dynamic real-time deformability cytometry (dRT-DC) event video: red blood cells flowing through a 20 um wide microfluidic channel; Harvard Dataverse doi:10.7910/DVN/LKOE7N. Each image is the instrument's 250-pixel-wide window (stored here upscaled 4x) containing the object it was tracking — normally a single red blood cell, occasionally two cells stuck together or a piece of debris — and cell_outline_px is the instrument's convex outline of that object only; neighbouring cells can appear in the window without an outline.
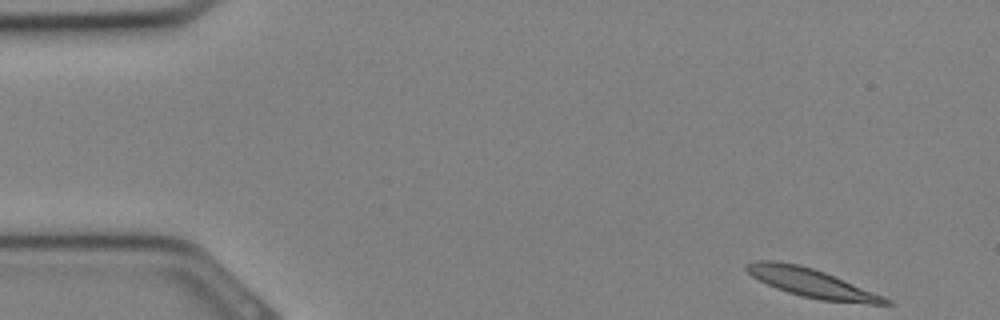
{"species": "Egyptian fruit bat (a non-hibernating species)", "species_latin": "Rousettus aegyptiacus", "temperature_condition": "cold", "stored_images_in_passage": 31, "camera_frame_rate_fps": 3000, "um_per_image_px": 0.085, "animal": {"sex": "female"}, "frame": {"image": 1, "passage_image": 1, "time_ms": 0.0, "image_size_px": [1000, 320], "cell_outline_px": [[896, 304], [868, 304], [820, 300], [788, 292], [776, 288], [752, 276], [744, 268], [744, 264], [756, 260], [776, 260], [800, 264], [824, 272], [884, 296], [892, 300]], "centroid_in_image_um": [68.99, 24.04], "position_along_channel_um": 16.0, "area_um2": 23.18}}
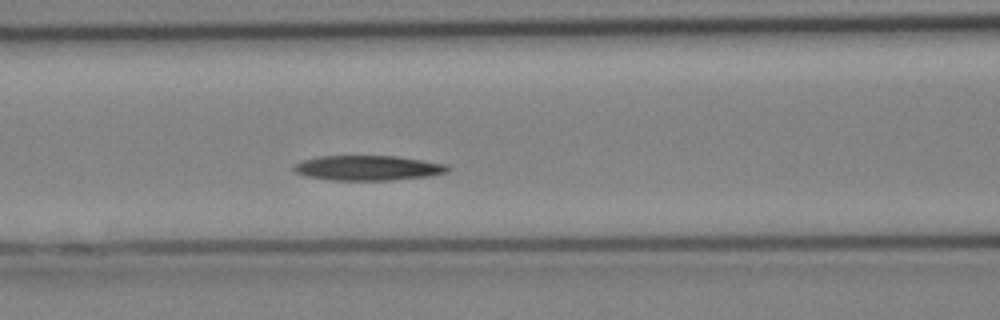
{"frame": {"image": 2, "passage_image": 12, "time_ms": 3.667, "image_size_px": [1000, 320], "cell_outline_px": [[452, 168], [448, 172], [428, 176], [392, 180], [332, 180], [308, 176], [296, 172], [292, 168], [296, 164], [304, 160], [316, 156], [396, 156], [448, 164]], "centroid_in_image_um": [31.33, 14.27], "position_along_channel_um": 135.3, "area_um2": 22.31}}
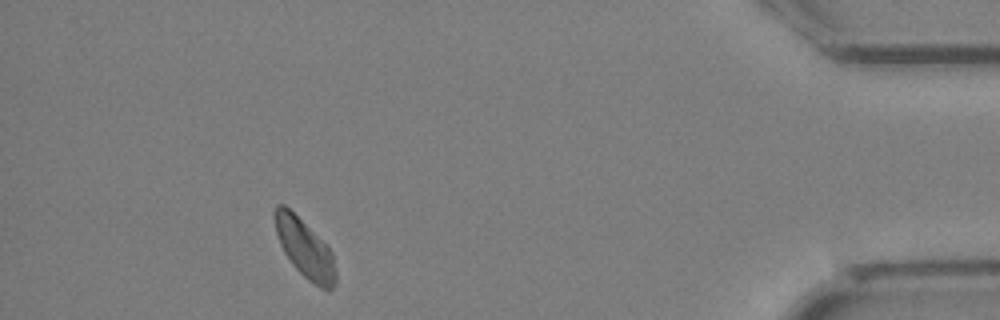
{"frame": {"image": 3, "passage_image": 28, "time_ms": 9.0, "image_size_px": [1000, 320], "cell_outline_px": [[336, 284], [332, 288], [320, 288], [308, 280], [292, 264], [284, 252], [280, 244], [276, 232], [272, 216], [272, 212], [276, 204], [284, 204], [332, 252], [336, 272]], "centroid_in_image_um": [25.86, 21.12], "position_along_channel_um": 409.3, "area_um2": 20.29}}